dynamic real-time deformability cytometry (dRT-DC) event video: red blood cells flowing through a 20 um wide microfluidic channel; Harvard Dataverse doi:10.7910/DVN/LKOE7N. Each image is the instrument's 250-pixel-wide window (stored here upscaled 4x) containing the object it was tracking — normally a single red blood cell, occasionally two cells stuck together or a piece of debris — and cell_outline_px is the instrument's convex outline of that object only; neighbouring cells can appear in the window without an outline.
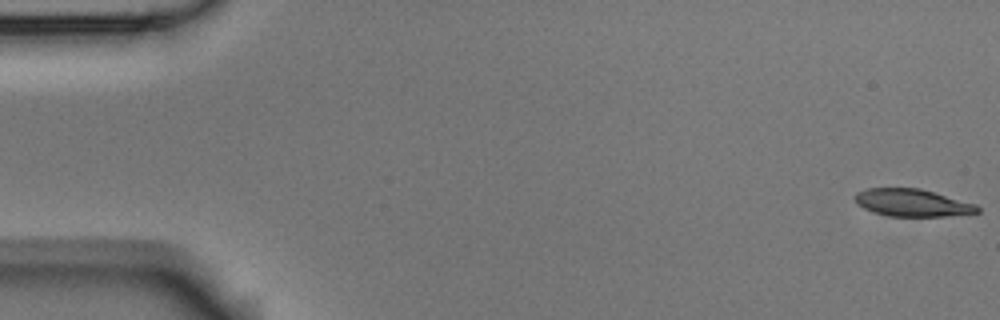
{"species": "Egyptian fruit bat (a non-hibernating species)", "species_latin": "Rousettus aegyptiacus", "temperature_condition": "room temperature", "stored_images_in_passage": 9, "camera_frame_rate_fps": 3000, "um_per_image_px": 0.085, "animal": {"sex": "male"}, "frame": {"image": 1, "passage_image": 1, "time_ms": 0.0, "image_size_px": [1000, 320], "cell_outline_px": [[980, 212], [944, 216], [888, 216], [864, 208], [856, 204], [852, 196], [856, 192], [868, 188], [920, 188], [976, 204], [980, 208]], "centroid_in_image_um": [77.51, 17.22], "position_along_channel_um": 7.5, "area_um2": 19.54}}